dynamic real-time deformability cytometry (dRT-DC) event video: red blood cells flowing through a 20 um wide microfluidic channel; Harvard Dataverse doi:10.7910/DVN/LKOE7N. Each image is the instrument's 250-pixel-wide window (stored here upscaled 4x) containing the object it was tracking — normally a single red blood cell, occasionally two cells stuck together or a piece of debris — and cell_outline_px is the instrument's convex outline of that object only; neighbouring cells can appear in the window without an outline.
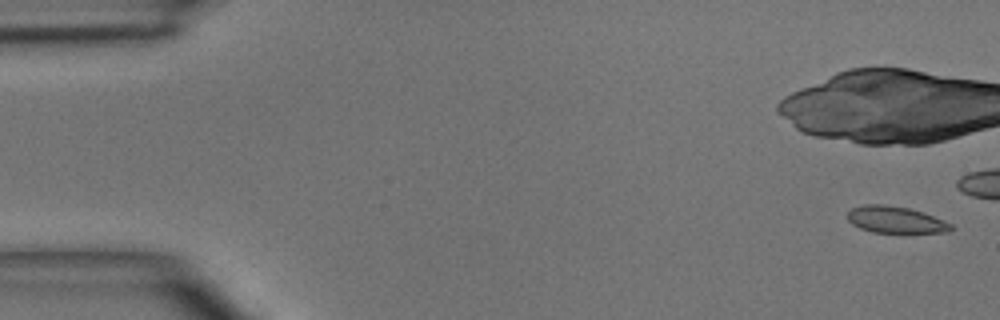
{"species": "common noctule bat (a hibernating species)", "species_latin": "Nyctalus noctula", "temperature_condition": "room temperature", "stored_images_in_passage": 3, "camera_frame_rate_fps": 3000, "um_per_image_px": 0.085, "animal": {"sex": "male", "body_mass_g": 15.6}, "frame": {"image": 1, "passage_image": 1, "time_ms": 0.0, "image_size_px": [1000, 320], "cell_outline_px": [[952, 228], [948, 232], [904, 236], [872, 232], [860, 228], [852, 224], [848, 220], [848, 212], [852, 208], [864, 204], [884, 204], [908, 208], [924, 212], [944, 220], [952, 224]], "centroid_in_image_um": [76.18, 18.74], "position_along_channel_um": 8.8, "area_um2": 17.11}}